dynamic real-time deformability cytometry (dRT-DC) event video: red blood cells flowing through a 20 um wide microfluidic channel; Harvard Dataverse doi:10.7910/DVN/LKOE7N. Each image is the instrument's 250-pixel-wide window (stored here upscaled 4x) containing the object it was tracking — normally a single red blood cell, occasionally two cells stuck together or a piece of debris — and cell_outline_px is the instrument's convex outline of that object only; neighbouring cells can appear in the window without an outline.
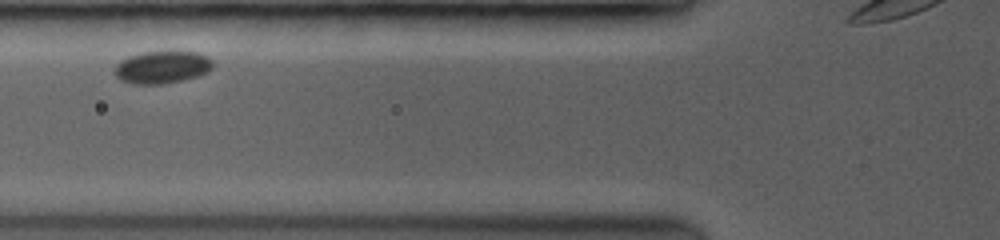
{"species": "common noctule bat (a hibernating species)", "species_latin": "Nyctalus noctula", "temperature_condition": "room temperature", "stored_images_in_passage": 6, "camera_frame_rate_fps": 3500, "um_per_image_px": 0.085, "animal": {"sex": "female", "body_mass_g": 19.0, "forearm_length_mm": 53.3}, "frame": {"image": 1, "passage_image": 3, "time_ms": 1.714, "image_size_px": [1000, 240], "cell_outline_px": [[212, 68], [208, 72], [196, 76], [180, 80], [160, 84], [132, 84], [120, 80], [116, 76], [116, 64], [120, 60], [128, 56], [144, 52], [200, 52], [208, 56], [212, 60]], "centroid_in_image_um": [13.78, 5.71], "position_along_channel_um": 112.0, "area_um2": 18.44}}
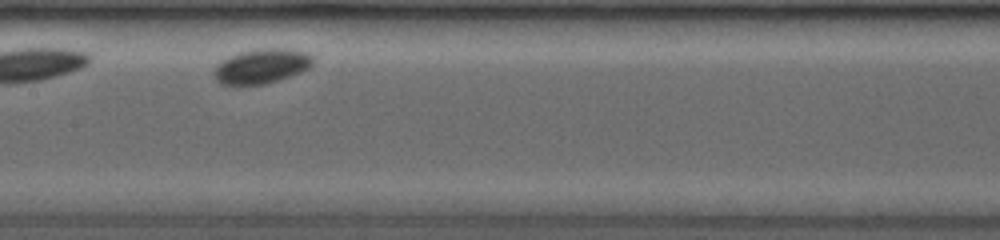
{"frame": {"image": 2, "passage_image": 5, "time_ms": 3.714, "image_size_px": [1000, 240], "cell_outline_px": [[316, 60], [308, 68], [300, 72], [264, 84], [220, 84], [216, 80], [212, 72], [216, 64], [220, 60], [228, 56], [240, 52], [260, 48], [292, 48], [308, 52]], "centroid_in_image_um": [22.23, 5.59], "position_along_channel_um": 185.2, "area_um2": 20.17}}